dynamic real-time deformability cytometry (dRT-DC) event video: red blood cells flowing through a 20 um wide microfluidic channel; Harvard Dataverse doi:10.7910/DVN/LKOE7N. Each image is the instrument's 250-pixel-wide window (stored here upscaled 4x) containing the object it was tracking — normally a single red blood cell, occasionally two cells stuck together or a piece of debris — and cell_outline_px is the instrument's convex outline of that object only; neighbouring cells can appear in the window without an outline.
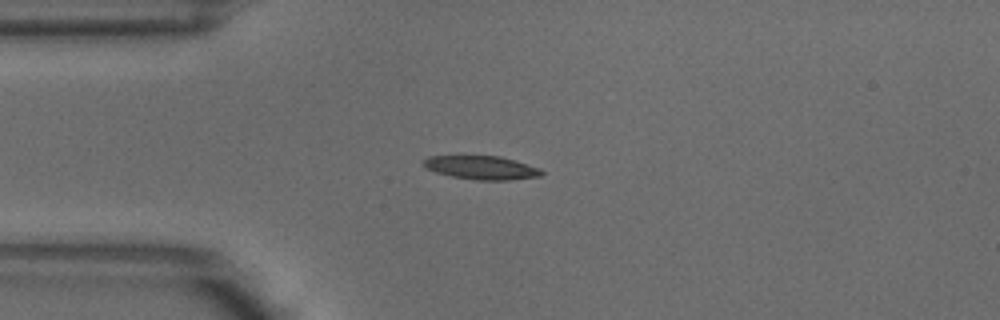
{"species": "common noctule bat (a hibernating species)", "species_latin": "Nyctalus noctula", "temperature_condition": "warm", "stored_images_in_passage": 3, "camera_frame_rate_fps": 3000, "um_per_image_px": 0.085, "animal": {"sex": "male", "body_mass_g": 18.8}, "frame": {"image": 1, "passage_image": 3, "time_ms": 0.667, "image_size_px": [1000, 320], "cell_outline_px": [[544, 172], [540, 176], [508, 180], [476, 180], [452, 176], [436, 172], [420, 164], [428, 156], [500, 156], [540, 168]], "centroid_in_image_um": [40.92, 14.25], "position_along_channel_um": 44.1, "area_um2": 16.07}}